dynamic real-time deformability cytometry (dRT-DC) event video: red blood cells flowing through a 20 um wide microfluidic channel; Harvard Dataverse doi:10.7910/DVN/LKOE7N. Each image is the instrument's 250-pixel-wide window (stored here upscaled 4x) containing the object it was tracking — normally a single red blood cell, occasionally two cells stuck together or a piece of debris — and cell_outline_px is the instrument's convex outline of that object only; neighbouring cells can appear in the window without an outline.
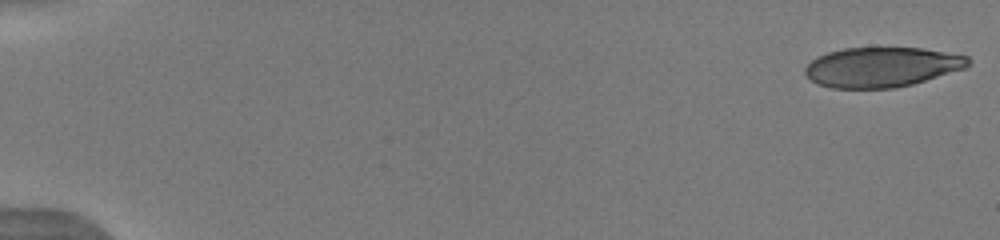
{"species": "human", "species_latin": "Homo sapiens", "temperature_condition": "warm", "stored_images_in_passage": 52, "camera_frame_rate_fps": 3000, "um_per_image_px": 0.085, "donor": {"sex": "male"}, "frame": {"image": 1, "passage_image": 1, "time_ms": 0.0, "image_size_px": [1000, 240], "cell_outline_px": [[972, 60], [968, 68], [912, 84], [896, 88], [832, 88], [816, 84], [804, 72], [804, 68], [816, 56], [828, 52], [844, 48], [924, 48], [968, 56]], "centroid_in_image_um": [74.98, 5.7], "position_along_channel_um": 10.0, "area_um2": 38.15}}
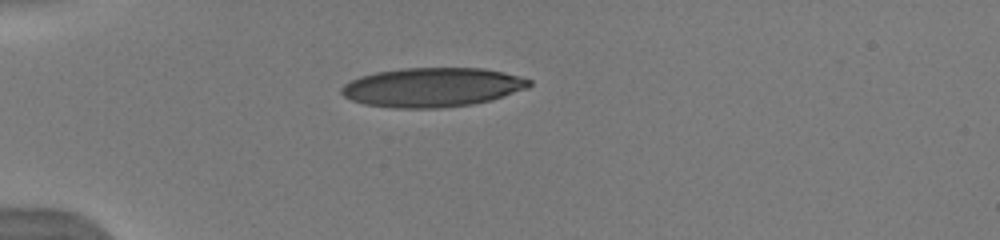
{"frame": {"image": 2, "passage_image": 15, "time_ms": 4.667, "image_size_px": [1000, 240], "cell_outline_px": [[532, 84], [528, 88], [492, 100], [472, 104], [440, 108], [392, 108], [364, 104], [352, 100], [344, 96], [340, 92], [340, 88], [344, 84], [360, 76], [376, 72], [404, 68], [484, 68], [504, 72], [532, 80]], "centroid_in_image_um": [36.75, 7.42], "position_along_channel_um": 48.2, "area_um2": 43.06}}
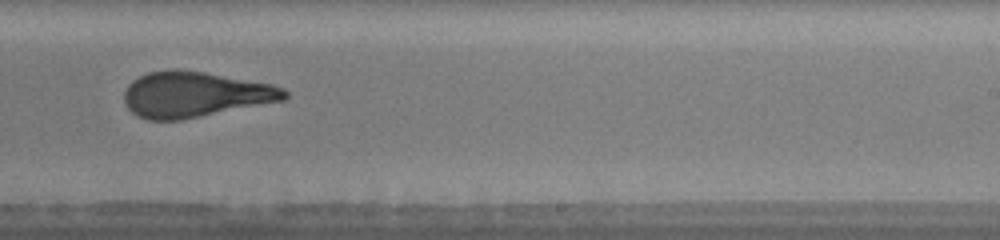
{"frame": {"image": 3, "passage_image": 34, "time_ms": 11.0, "image_size_px": [1000, 240], "cell_outline_px": [[288, 96], [284, 100], [180, 120], [148, 120], [136, 116], [124, 104], [124, 92], [128, 84], [132, 80], [148, 72], [172, 68], [204, 72], [272, 84], [284, 88], [288, 92]], "centroid_in_image_um": [16.53, 8.02], "position_along_channel_um": 272.5, "area_um2": 42.6}, "authors_computed_cell_mechanics": {"area_um2": 42.1073, "velocity_mm_per_s": 3.9868, "shape_relaxation_time_tau1_ms": 6.4109, "shape_relaxation_time_tau2_ms": 1.3742, "deformation_change_tau1": 0.2469, "deformation_change_tau2": 0.1104}}